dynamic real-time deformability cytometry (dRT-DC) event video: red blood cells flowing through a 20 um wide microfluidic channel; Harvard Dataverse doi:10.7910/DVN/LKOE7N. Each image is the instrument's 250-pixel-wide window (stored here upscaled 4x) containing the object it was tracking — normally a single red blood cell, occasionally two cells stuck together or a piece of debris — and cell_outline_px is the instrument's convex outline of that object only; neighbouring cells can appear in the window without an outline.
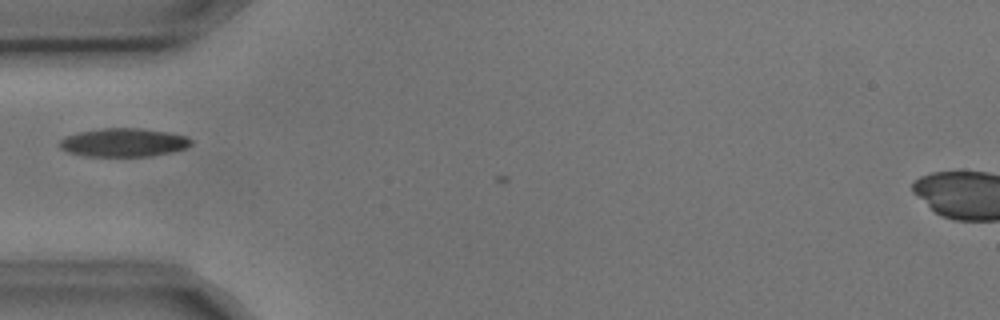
{"species": "common noctule bat (a hibernating species)", "species_latin": "Nyctalus noctula", "temperature_condition": "cold", "stored_images_in_passage": 3, "camera_frame_rate_fps": 3000, "um_per_image_px": 0.085, "animal": {"sex": "male", "body_mass_g": 17.9, "forearm_length_mm": 54.2}, "frame": {"image": 1, "passage_image": 3, "time_ms": 0.667, "image_size_px": [1000, 320], "cell_outline_px": [[192, 144], [188, 148], [172, 152], [152, 156], [84, 156], [68, 152], [60, 148], [60, 140], [68, 136], [80, 132], [104, 128], [140, 128], [168, 132], [188, 136], [192, 140]], "centroid_in_image_um": [10.57, 12.12], "position_along_channel_um": 74.4, "area_um2": 21.85}}